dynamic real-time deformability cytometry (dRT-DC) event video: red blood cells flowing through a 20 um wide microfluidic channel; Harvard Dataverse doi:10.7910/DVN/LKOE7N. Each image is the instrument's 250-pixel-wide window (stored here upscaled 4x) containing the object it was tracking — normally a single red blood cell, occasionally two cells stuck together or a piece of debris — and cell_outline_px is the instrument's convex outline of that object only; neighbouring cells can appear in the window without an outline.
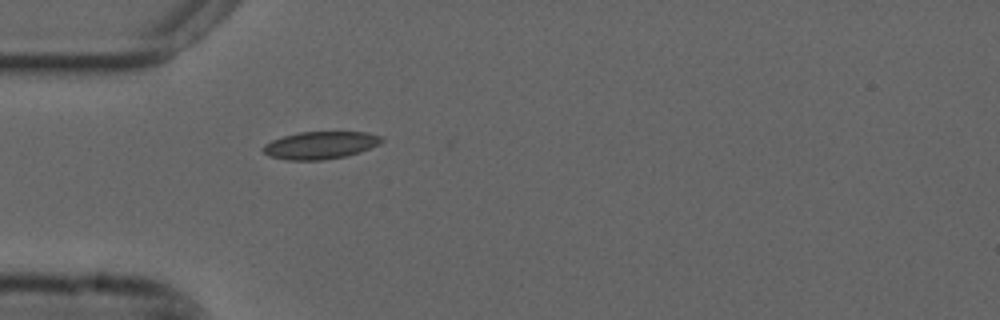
{"species": "common noctule bat (a hibernating species)", "species_latin": "Nyctalus noctula", "temperature_condition": "cold", "stored_images_in_passage": 18, "camera_frame_rate_fps": 3000, "um_per_image_px": 0.085, "animal": {"sex": "male", "forearm_length_mm": 52.5}, "frame": {"image": 1, "passage_image": 1, "time_ms": 0.0, "image_size_px": [1000, 320], "cell_outline_px": [[384, 140], [380, 144], [360, 152], [344, 156], [324, 160], [284, 160], [268, 156], [260, 148], [264, 144], [272, 140], [284, 136], [300, 132], [368, 132], [380, 136]], "centroid_in_image_um": [27.2, 12.35], "position_along_channel_um": 57.8, "area_um2": 19.07}}
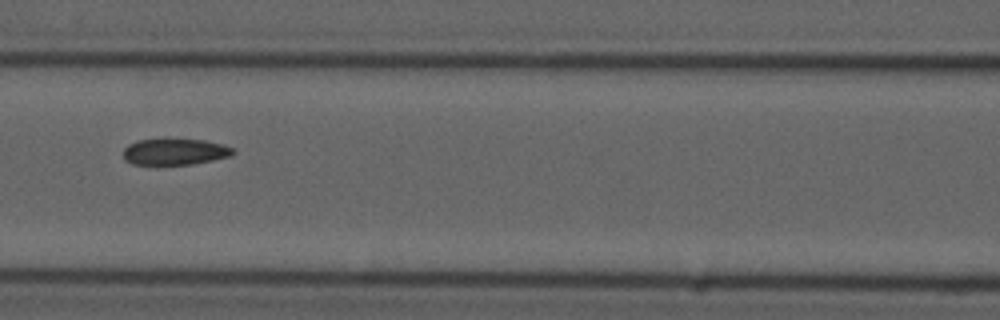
{"frame": {"image": 2, "passage_image": 9, "time_ms": 2.667, "image_size_px": [1000, 320], "cell_outline_px": [[236, 152], [228, 156], [212, 160], [192, 164], [132, 164], [124, 160], [124, 148], [128, 144], [140, 140], [204, 140], [224, 144], [232, 148]], "centroid_in_image_um": [14.86, 12.9], "position_along_channel_um": 151.7, "area_um2": 16.47}}
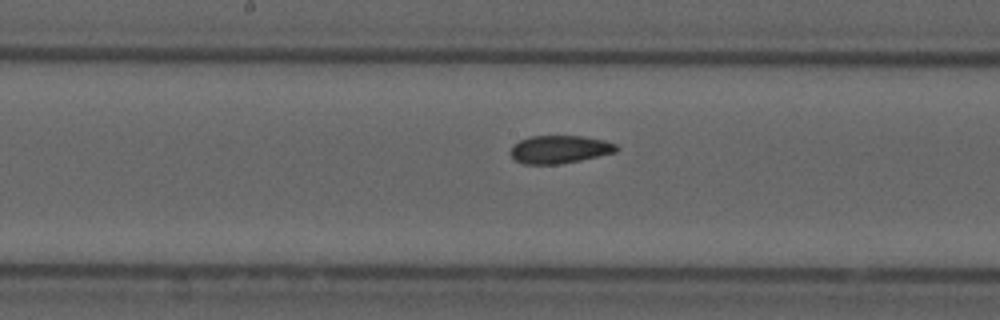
{"frame": {"image": 3, "passage_image": 13, "time_ms": 4.0, "image_size_px": [1000, 320], "cell_outline_px": [[620, 148], [616, 152], [580, 160], [556, 164], [524, 164], [516, 160], [508, 152], [512, 144], [528, 136], [584, 136], [604, 140], [616, 144]], "centroid_in_image_um": [47.54, 12.68], "position_along_channel_um": 200.7, "area_um2": 17.34}}